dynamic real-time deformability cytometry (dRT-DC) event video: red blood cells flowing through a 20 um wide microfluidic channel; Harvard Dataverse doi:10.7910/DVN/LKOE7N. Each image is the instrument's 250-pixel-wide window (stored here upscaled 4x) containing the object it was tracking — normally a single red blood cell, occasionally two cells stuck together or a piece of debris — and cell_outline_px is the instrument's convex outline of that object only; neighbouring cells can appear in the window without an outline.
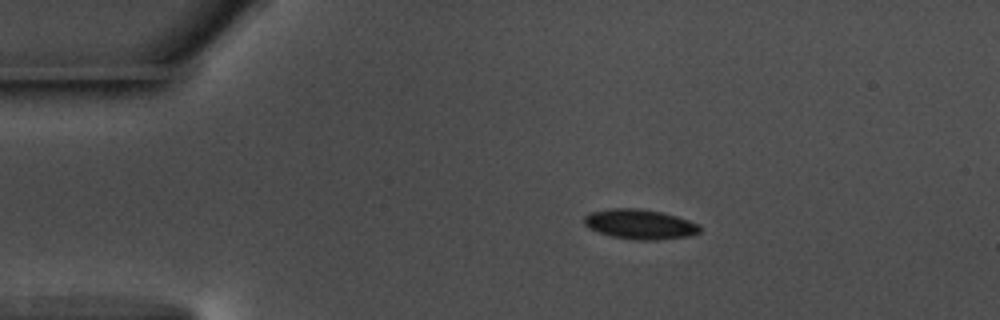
{"species": "common noctule bat (a hibernating species)", "species_latin": "Nyctalus noctula", "temperature_condition": "warm", "stored_images_in_passage": 47, "camera_frame_rate_fps": 3000, "um_per_image_px": 0.085, "animal": {"sex": "male", "body_mass_g": 17.5, "forearm_length_mm": 52.3}, "frame": {"image": 1, "passage_image": 1, "time_ms": 0.0, "image_size_px": [1000, 320], "cell_outline_px": [[700, 232], [688, 236], [656, 240], [636, 240], [612, 236], [588, 228], [584, 224], [584, 216], [588, 212], [612, 208], [640, 208], [660, 212], [676, 216], [700, 224]], "centroid_in_image_um": [54.37, 19.05], "position_along_channel_um": 30.6, "area_um2": 20.11}}
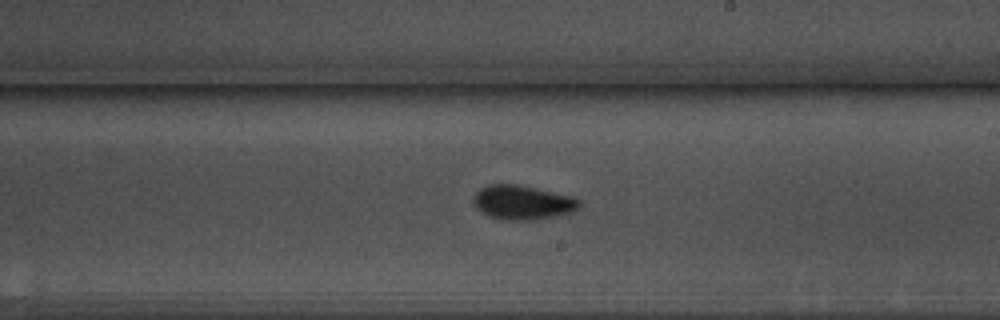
{"frame": {"image": 2, "passage_image": 23, "time_ms": 7.333, "image_size_px": [1000, 320], "cell_outline_px": [[580, 208], [572, 212], [556, 216], [532, 220], [504, 220], [488, 216], [476, 208], [472, 204], [472, 200], [476, 192], [480, 188], [488, 184], [520, 184], [572, 196], [580, 200]], "centroid_in_image_um": [44.4, 17.2], "position_along_channel_um": 244.6, "area_um2": 21.44}}
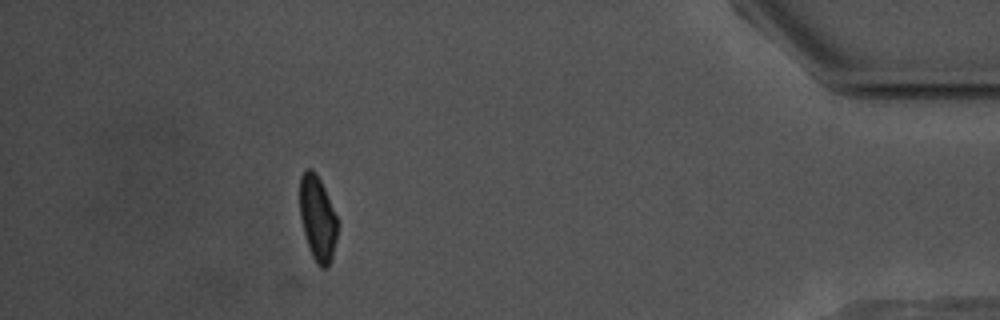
{"frame": {"image": 3, "passage_image": 41, "time_ms": 13.333, "image_size_px": [1000, 320], "cell_outline_px": [[336, 240], [332, 256], [328, 268], [320, 268], [316, 264], [312, 256], [304, 232], [300, 216], [300, 176], [304, 168], [312, 168], [316, 172], [324, 188], [336, 216]], "centroid_in_image_um": [26.97, 18.54], "position_along_channel_um": 408.2, "area_um2": 18.5}, "authors_computed_cell_mechanics": {"area_um2": 19.5942, "velocity_mm_per_s": 3.6303, "shape_relaxation_time_tau1_ms": 3.8019, "shape_relaxation_time_tau2_ms": 2.8327, "deformation_change_tau1": 0.0988, "deformation_change_tau2": 0.0528}}